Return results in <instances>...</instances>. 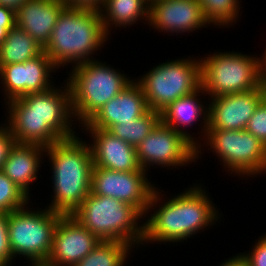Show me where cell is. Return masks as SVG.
Returning <instances> with one entry per match:
<instances>
[{"label":"cell","mask_w":266,"mask_h":266,"mask_svg":"<svg viewBox=\"0 0 266 266\" xmlns=\"http://www.w3.org/2000/svg\"><path fill=\"white\" fill-rule=\"evenodd\" d=\"M14 259L9 243L8 214L0 212V266H9Z\"/></svg>","instance_id":"29"},{"label":"cell","mask_w":266,"mask_h":266,"mask_svg":"<svg viewBox=\"0 0 266 266\" xmlns=\"http://www.w3.org/2000/svg\"><path fill=\"white\" fill-rule=\"evenodd\" d=\"M65 5L60 0H27L15 12L16 26L45 47Z\"/></svg>","instance_id":"19"},{"label":"cell","mask_w":266,"mask_h":266,"mask_svg":"<svg viewBox=\"0 0 266 266\" xmlns=\"http://www.w3.org/2000/svg\"><path fill=\"white\" fill-rule=\"evenodd\" d=\"M43 51V47L34 38L15 25L0 46V65L24 63Z\"/></svg>","instance_id":"23"},{"label":"cell","mask_w":266,"mask_h":266,"mask_svg":"<svg viewBox=\"0 0 266 266\" xmlns=\"http://www.w3.org/2000/svg\"><path fill=\"white\" fill-rule=\"evenodd\" d=\"M107 38L100 11L65 7L43 50L56 69L68 63L76 66L94 60V52Z\"/></svg>","instance_id":"4"},{"label":"cell","mask_w":266,"mask_h":266,"mask_svg":"<svg viewBox=\"0 0 266 266\" xmlns=\"http://www.w3.org/2000/svg\"><path fill=\"white\" fill-rule=\"evenodd\" d=\"M23 207L8 214V235L12 255H22L31 264L46 263L61 213L49 208L30 211Z\"/></svg>","instance_id":"9"},{"label":"cell","mask_w":266,"mask_h":266,"mask_svg":"<svg viewBox=\"0 0 266 266\" xmlns=\"http://www.w3.org/2000/svg\"><path fill=\"white\" fill-rule=\"evenodd\" d=\"M220 266H247L246 260L242 254H237L233 258H229L224 263L220 264Z\"/></svg>","instance_id":"35"},{"label":"cell","mask_w":266,"mask_h":266,"mask_svg":"<svg viewBox=\"0 0 266 266\" xmlns=\"http://www.w3.org/2000/svg\"><path fill=\"white\" fill-rule=\"evenodd\" d=\"M101 241L72 215H61L54 230L48 266H75Z\"/></svg>","instance_id":"14"},{"label":"cell","mask_w":266,"mask_h":266,"mask_svg":"<svg viewBox=\"0 0 266 266\" xmlns=\"http://www.w3.org/2000/svg\"><path fill=\"white\" fill-rule=\"evenodd\" d=\"M246 131L266 145V97L260 102L248 121Z\"/></svg>","instance_id":"28"},{"label":"cell","mask_w":266,"mask_h":266,"mask_svg":"<svg viewBox=\"0 0 266 266\" xmlns=\"http://www.w3.org/2000/svg\"><path fill=\"white\" fill-rule=\"evenodd\" d=\"M71 71L65 83L70 88L73 116L81 125L133 81L97 60L76 65Z\"/></svg>","instance_id":"6"},{"label":"cell","mask_w":266,"mask_h":266,"mask_svg":"<svg viewBox=\"0 0 266 266\" xmlns=\"http://www.w3.org/2000/svg\"><path fill=\"white\" fill-rule=\"evenodd\" d=\"M137 82L145 95L148 108L160 113L172 102L202 87L201 61L194 58L167 60Z\"/></svg>","instance_id":"7"},{"label":"cell","mask_w":266,"mask_h":266,"mask_svg":"<svg viewBox=\"0 0 266 266\" xmlns=\"http://www.w3.org/2000/svg\"><path fill=\"white\" fill-rule=\"evenodd\" d=\"M57 89L54 86L45 92L26 94L7 102L6 126L16 143L48 147L76 136L71 128L74 116L70 88L66 84Z\"/></svg>","instance_id":"1"},{"label":"cell","mask_w":266,"mask_h":266,"mask_svg":"<svg viewBox=\"0 0 266 266\" xmlns=\"http://www.w3.org/2000/svg\"><path fill=\"white\" fill-rule=\"evenodd\" d=\"M148 110L142 88L133 80L82 126L85 129L109 130L115 124L136 120Z\"/></svg>","instance_id":"17"},{"label":"cell","mask_w":266,"mask_h":266,"mask_svg":"<svg viewBox=\"0 0 266 266\" xmlns=\"http://www.w3.org/2000/svg\"><path fill=\"white\" fill-rule=\"evenodd\" d=\"M16 25L15 12L0 6V46L5 40L8 31Z\"/></svg>","instance_id":"32"},{"label":"cell","mask_w":266,"mask_h":266,"mask_svg":"<svg viewBox=\"0 0 266 266\" xmlns=\"http://www.w3.org/2000/svg\"><path fill=\"white\" fill-rule=\"evenodd\" d=\"M136 153L139 165L145 171L155 164L176 168L197 161V147L186 136L161 121L136 147Z\"/></svg>","instance_id":"12"},{"label":"cell","mask_w":266,"mask_h":266,"mask_svg":"<svg viewBox=\"0 0 266 266\" xmlns=\"http://www.w3.org/2000/svg\"><path fill=\"white\" fill-rule=\"evenodd\" d=\"M30 197L0 170V212L9 214L29 203Z\"/></svg>","instance_id":"27"},{"label":"cell","mask_w":266,"mask_h":266,"mask_svg":"<svg viewBox=\"0 0 266 266\" xmlns=\"http://www.w3.org/2000/svg\"><path fill=\"white\" fill-rule=\"evenodd\" d=\"M72 216L100 241H121L132 248L143 243V215L118 199L90 192Z\"/></svg>","instance_id":"5"},{"label":"cell","mask_w":266,"mask_h":266,"mask_svg":"<svg viewBox=\"0 0 266 266\" xmlns=\"http://www.w3.org/2000/svg\"><path fill=\"white\" fill-rule=\"evenodd\" d=\"M235 52H216L201 61L202 88L211 98L260 87L259 58Z\"/></svg>","instance_id":"8"},{"label":"cell","mask_w":266,"mask_h":266,"mask_svg":"<svg viewBox=\"0 0 266 266\" xmlns=\"http://www.w3.org/2000/svg\"><path fill=\"white\" fill-rule=\"evenodd\" d=\"M55 68L44 51L24 63L0 65V80L4 93L6 92V102L26 94L51 89L53 85L50 73L56 70Z\"/></svg>","instance_id":"13"},{"label":"cell","mask_w":266,"mask_h":266,"mask_svg":"<svg viewBox=\"0 0 266 266\" xmlns=\"http://www.w3.org/2000/svg\"><path fill=\"white\" fill-rule=\"evenodd\" d=\"M259 81L260 85L266 88V50L264 55L259 58Z\"/></svg>","instance_id":"34"},{"label":"cell","mask_w":266,"mask_h":266,"mask_svg":"<svg viewBox=\"0 0 266 266\" xmlns=\"http://www.w3.org/2000/svg\"><path fill=\"white\" fill-rule=\"evenodd\" d=\"M149 10L150 4L147 0H106L100 15L104 30L109 36L111 25L125 28L141 19L148 23Z\"/></svg>","instance_id":"22"},{"label":"cell","mask_w":266,"mask_h":266,"mask_svg":"<svg viewBox=\"0 0 266 266\" xmlns=\"http://www.w3.org/2000/svg\"><path fill=\"white\" fill-rule=\"evenodd\" d=\"M31 266H48L45 263H36V264H32Z\"/></svg>","instance_id":"37"},{"label":"cell","mask_w":266,"mask_h":266,"mask_svg":"<svg viewBox=\"0 0 266 266\" xmlns=\"http://www.w3.org/2000/svg\"><path fill=\"white\" fill-rule=\"evenodd\" d=\"M3 126L4 127H2V125L0 126V170H2L3 165L9 156L10 150L16 143L10 129L6 124H3Z\"/></svg>","instance_id":"31"},{"label":"cell","mask_w":266,"mask_h":266,"mask_svg":"<svg viewBox=\"0 0 266 266\" xmlns=\"http://www.w3.org/2000/svg\"><path fill=\"white\" fill-rule=\"evenodd\" d=\"M209 24L229 26L237 19L240 11L238 0H197Z\"/></svg>","instance_id":"26"},{"label":"cell","mask_w":266,"mask_h":266,"mask_svg":"<svg viewBox=\"0 0 266 266\" xmlns=\"http://www.w3.org/2000/svg\"><path fill=\"white\" fill-rule=\"evenodd\" d=\"M46 155L51 161L54 187L48 208L72 215L91 192L94 163L90 146L75 136L46 147Z\"/></svg>","instance_id":"3"},{"label":"cell","mask_w":266,"mask_h":266,"mask_svg":"<svg viewBox=\"0 0 266 266\" xmlns=\"http://www.w3.org/2000/svg\"><path fill=\"white\" fill-rule=\"evenodd\" d=\"M199 93L202 95L206 94L201 87L192 94L181 97L172 102L160 112V120L162 123L186 136L197 147V158H199L198 155L201 152L200 143L195 142L198 140H195V138L183 128L194 124L196 121L198 122V119L203 117L201 118L203 120L202 123L204 124L202 129H204L203 133L206 137L208 130V107L201 104L198 99V97L201 96Z\"/></svg>","instance_id":"20"},{"label":"cell","mask_w":266,"mask_h":266,"mask_svg":"<svg viewBox=\"0 0 266 266\" xmlns=\"http://www.w3.org/2000/svg\"><path fill=\"white\" fill-rule=\"evenodd\" d=\"M45 152L46 147L38 144L15 143L3 165L4 174L28 196L29 186L37 180Z\"/></svg>","instance_id":"21"},{"label":"cell","mask_w":266,"mask_h":266,"mask_svg":"<svg viewBox=\"0 0 266 266\" xmlns=\"http://www.w3.org/2000/svg\"><path fill=\"white\" fill-rule=\"evenodd\" d=\"M149 4L153 3L156 0H147Z\"/></svg>","instance_id":"38"},{"label":"cell","mask_w":266,"mask_h":266,"mask_svg":"<svg viewBox=\"0 0 266 266\" xmlns=\"http://www.w3.org/2000/svg\"><path fill=\"white\" fill-rule=\"evenodd\" d=\"M146 173L142 168L139 171L122 172L94 166L91 192L125 202L135 207L145 218L144 215L150 212V208L155 209L162 198L161 192L149 182Z\"/></svg>","instance_id":"11"},{"label":"cell","mask_w":266,"mask_h":266,"mask_svg":"<svg viewBox=\"0 0 266 266\" xmlns=\"http://www.w3.org/2000/svg\"><path fill=\"white\" fill-rule=\"evenodd\" d=\"M92 136L89 144L95 167L113 171L132 172L141 169L136 147L105 129H85Z\"/></svg>","instance_id":"18"},{"label":"cell","mask_w":266,"mask_h":266,"mask_svg":"<svg viewBox=\"0 0 266 266\" xmlns=\"http://www.w3.org/2000/svg\"><path fill=\"white\" fill-rule=\"evenodd\" d=\"M204 138L228 171L244 177L266 173V145L248 131L207 130Z\"/></svg>","instance_id":"10"},{"label":"cell","mask_w":266,"mask_h":266,"mask_svg":"<svg viewBox=\"0 0 266 266\" xmlns=\"http://www.w3.org/2000/svg\"><path fill=\"white\" fill-rule=\"evenodd\" d=\"M197 185L161 203V206L158 204L154 214L151 213L143 223V243L184 242L218 220L219 214L213 201L201 185Z\"/></svg>","instance_id":"2"},{"label":"cell","mask_w":266,"mask_h":266,"mask_svg":"<svg viewBox=\"0 0 266 266\" xmlns=\"http://www.w3.org/2000/svg\"><path fill=\"white\" fill-rule=\"evenodd\" d=\"M132 250L121 241H101L75 266H123Z\"/></svg>","instance_id":"24"},{"label":"cell","mask_w":266,"mask_h":266,"mask_svg":"<svg viewBox=\"0 0 266 266\" xmlns=\"http://www.w3.org/2000/svg\"><path fill=\"white\" fill-rule=\"evenodd\" d=\"M148 24L160 32L180 34L209 23L197 0H156L150 4Z\"/></svg>","instance_id":"16"},{"label":"cell","mask_w":266,"mask_h":266,"mask_svg":"<svg viewBox=\"0 0 266 266\" xmlns=\"http://www.w3.org/2000/svg\"><path fill=\"white\" fill-rule=\"evenodd\" d=\"M27 0H0V6L9 8L14 12L17 11Z\"/></svg>","instance_id":"36"},{"label":"cell","mask_w":266,"mask_h":266,"mask_svg":"<svg viewBox=\"0 0 266 266\" xmlns=\"http://www.w3.org/2000/svg\"><path fill=\"white\" fill-rule=\"evenodd\" d=\"M160 121V113L149 109L136 120L115 124L108 131L119 139L137 147Z\"/></svg>","instance_id":"25"},{"label":"cell","mask_w":266,"mask_h":266,"mask_svg":"<svg viewBox=\"0 0 266 266\" xmlns=\"http://www.w3.org/2000/svg\"><path fill=\"white\" fill-rule=\"evenodd\" d=\"M265 98L260 86L247 92L210 98L208 104V130H245L255 109Z\"/></svg>","instance_id":"15"},{"label":"cell","mask_w":266,"mask_h":266,"mask_svg":"<svg viewBox=\"0 0 266 266\" xmlns=\"http://www.w3.org/2000/svg\"><path fill=\"white\" fill-rule=\"evenodd\" d=\"M65 7L100 11L106 0H60Z\"/></svg>","instance_id":"33"},{"label":"cell","mask_w":266,"mask_h":266,"mask_svg":"<svg viewBox=\"0 0 266 266\" xmlns=\"http://www.w3.org/2000/svg\"><path fill=\"white\" fill-rule=\"evenodd\" d=\"M247 266H266V234L261 236L249 253L242 254Z\"/></svg>","instance_id":"30"}]
</instances>
